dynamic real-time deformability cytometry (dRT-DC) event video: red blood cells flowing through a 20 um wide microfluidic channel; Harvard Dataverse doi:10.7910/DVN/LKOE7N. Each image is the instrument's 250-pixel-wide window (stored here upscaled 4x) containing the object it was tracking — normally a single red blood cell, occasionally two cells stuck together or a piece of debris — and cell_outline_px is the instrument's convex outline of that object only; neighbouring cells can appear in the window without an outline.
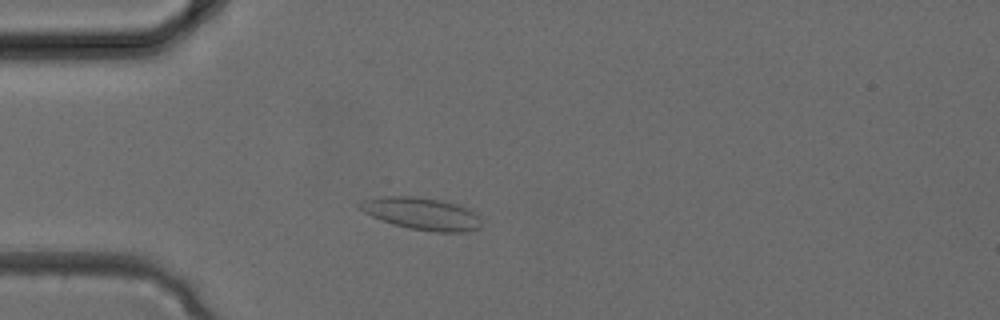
{"species": "common noctule bat (a hibernating species)", "species_latin": "Nyctalus noctula", "temperature_condition": "cold", "stored_images_in_passage": 28, "camera_frame_rate_fps": 3000, "um_per_image_px": 0.085, "animal": {"sex": "female", "body_mass_g": 24.6, "forearm_length_mm": 56.2}, "frame": {"image": 1, "passage_image": 6, "time_ms": 1.667, "image_size_px": [1000, 320], "cell_outline_px": [[480, 228], [464, 232], [436, 232], [408, 228], [392, 224], [380, 220], [364, 212], [356, 204], [364, 200], [380, 196], [416, 196], [440, 200], [460, 204], [468, 208], [480, 216]], "centroid_in_image_um": [35.86, 18.15], "position_along_channel_um": 49.1, "area_um2": 23.06}}
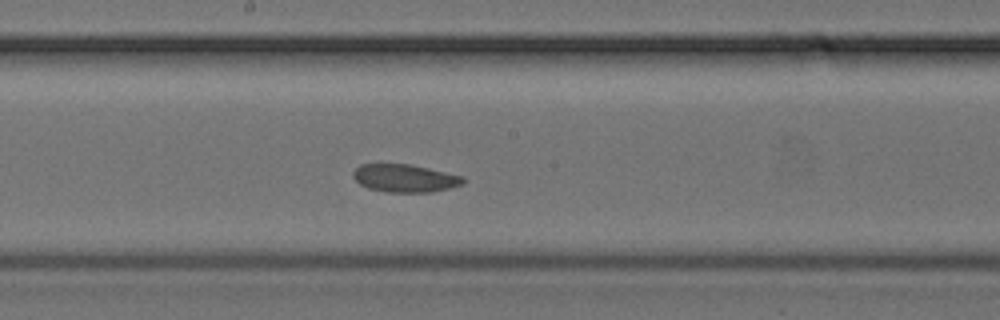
{"frame": {"image": 2, "passage_image": 15, "time_ms": 4.667, "image_size_px": [1000, 320], "cell_outline_px": [[464, 180], [460, 184], [448, 188], [432, 192], [388, 192], [368, 188], [360, 184], [352, 176], [352, 172], [360, 164], [412, 164], [464, 176]], "centroid_in_image_um": [34.39, 15.14], "position_along_channel_um": 213.8, "area_um2": 17.8}}
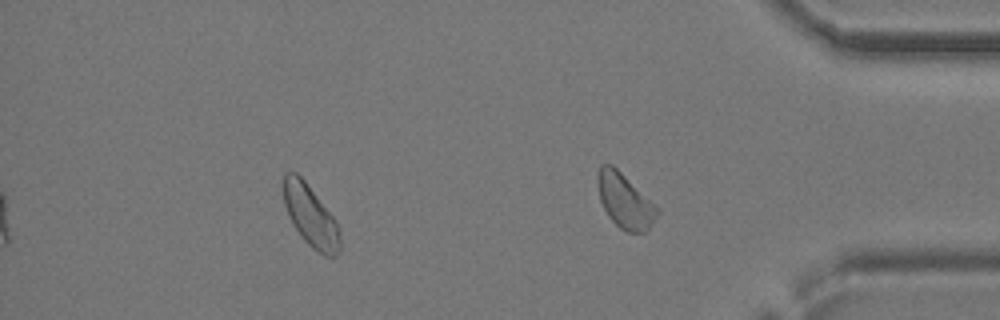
{"frame": {"image": 3, "passage_image": 24, "time_ms": 7.667, "image_size_px": [1000, 320], "cell_outline_px": [[340, 252], [336, 256], [324, 256], [312, 248], [300, 236], [292, 224], [288, 216], [284, 204], [284, 172], [296, 172], [304, 180], [336, 220], [340, 228]], "centroid_in_image_um": [26.41, 18.39], "position_along_channel_um": 408.8, "area_um2": 20.29}}